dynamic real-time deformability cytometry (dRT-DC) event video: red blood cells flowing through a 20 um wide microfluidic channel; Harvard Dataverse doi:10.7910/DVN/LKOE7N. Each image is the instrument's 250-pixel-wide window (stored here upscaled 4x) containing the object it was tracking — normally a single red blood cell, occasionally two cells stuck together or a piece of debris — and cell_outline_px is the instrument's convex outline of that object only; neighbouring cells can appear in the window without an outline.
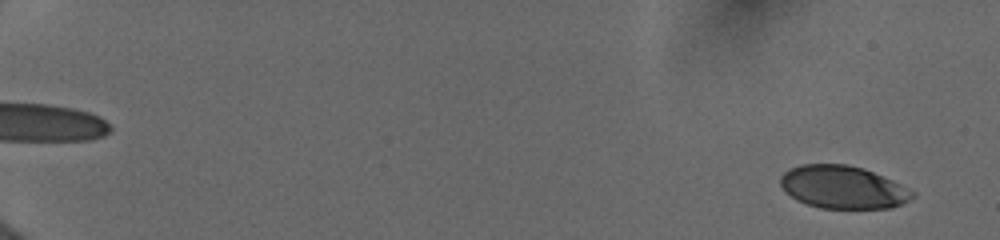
{"species": "human", "species_latin": "Homo sapiens", "temperature_condition": "cold", "stored_images_in_passage": 10, "camera_frame_rate_fps": 3000, "um_per_image_px": 0.085, "donor": {"sex": "female"}, "frame": {"image": 1, "passage_image": 1, "time_ms": 0.0, "image_size_px": [1000, 240], "cell_outline_px": [[916, 196], [892, 208], [820, 208], [796, 200], [784, 192], [780, 184], [780, 176], [788, 168], [800, 164], [848, 164], [864, 168], [892, 180], [916, 192]], "centroid_in_image_um": [71.62, 15.9], "position_along_channel_um": 13.4, "area_um2": 33.18}}
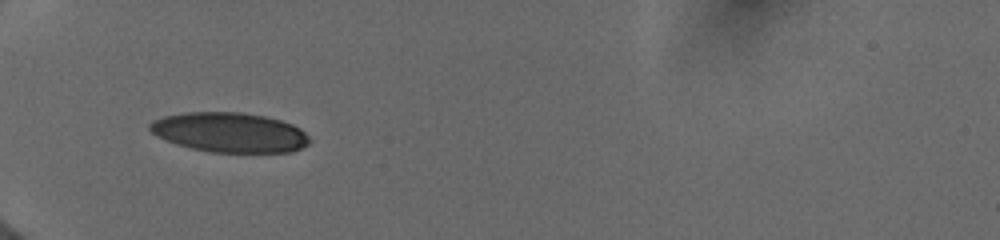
{"frame": {"image": 2, "passage_image": 9, "time_ms": 6.0, "image_size_px": [1000, 240], "cell_outline_px": [[312, 140], [308, 144], [292, 152], [212, 152], [192, 148], [176, 144], [156, 136], [148, 128], [148, 124], [152, 120], [164, 116], [184, 112], [240, 112], [264, 116], [280, 120], [292, 124], [300, 128]], "centroid_in_image_um": [19.5, 11.25], "position_along_channel_um": 65.5, "area_um2": 37.05}}